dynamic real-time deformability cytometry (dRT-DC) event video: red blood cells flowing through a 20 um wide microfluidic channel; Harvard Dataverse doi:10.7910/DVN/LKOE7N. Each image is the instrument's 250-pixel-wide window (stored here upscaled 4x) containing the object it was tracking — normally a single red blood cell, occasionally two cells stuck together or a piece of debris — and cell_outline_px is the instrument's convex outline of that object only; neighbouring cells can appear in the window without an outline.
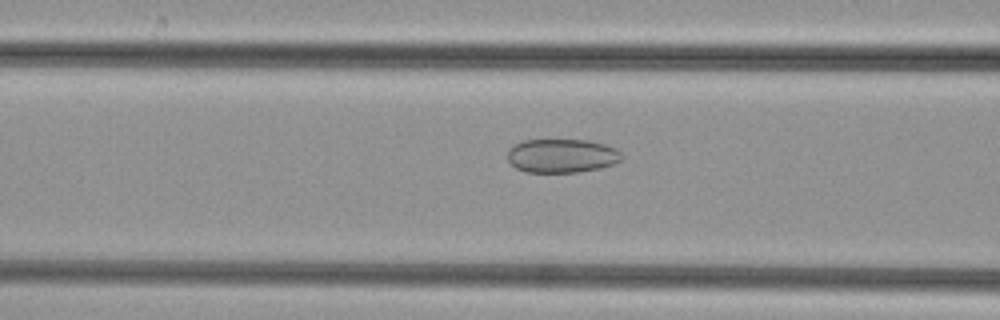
{"species": "common noctule bat (a hibernating species)", "species_latin": "Nyctalus noctula", "temperature_condition": "cold", "stored_images_in_passage": 34, "camera_frame_rate_fps": 3000, "um_per_image_px": 0.085, "animal": {"sex": "female", "body_mass_g": 29.2, "forearm_length_mm": 56.3}, "frame": {"image": 1, "passage_image": 4, "time_ms": 1.0, "image_size_px": [1000, 320], "cell_outline_px": [[624, 156], [620, 160], [612, 164], [600, 168], [576, 172], [528, 172], [516, 168], [508, 160], [508, 148], [524, 140], [588, 140], [604, 144], [616, 148]], "centroid_in_image_um": [47.76, 13.23], "position_along_channel_um": 118.8, "area_um2": 22.43}}
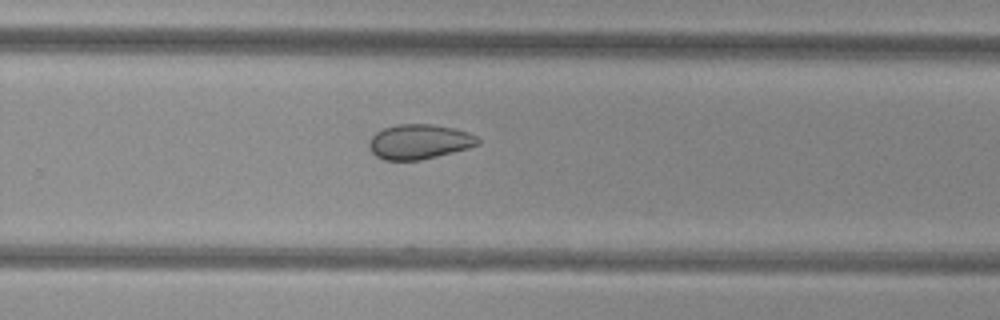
{"frame": {"image": 2, "passage_image": 17, "time_ms": 5.333, "image_size_px": [1000, 320], "cell_outline_px": [[480, 144], [468, 148], [420, 160], [384, 160], [376, 156], [368, 148], [368, 144], [372, 136], [376, 132], [384, 128], [396, 124], [432, 124], [452, 128], [468, 132], [476, 136], [480, 140]], "centroid_in_image_um": [35.62, 12.04], "position_along_channel_um": 294.2, "area_um2": 22.02}}
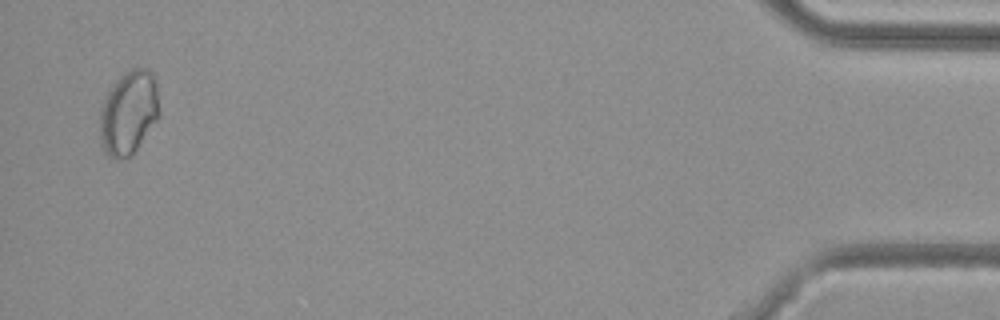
{"frame": {"image": 3, "passage_image": 33, "time_ms": 10.667, "image_size_px": [1000, 320], "cell_outline_px": [[160, 116], [132, 156], [116, 160], [108, 156], [100, 144], [100, 108], [108, 92], [120, 76], [124, 72], [132, 68], [148, 68], [156, 76], [160, 112]], "centroid_in_image_um": [10.96, 9.58], "position_along_channel_um": 424.2, "area_um2": 29.59}}